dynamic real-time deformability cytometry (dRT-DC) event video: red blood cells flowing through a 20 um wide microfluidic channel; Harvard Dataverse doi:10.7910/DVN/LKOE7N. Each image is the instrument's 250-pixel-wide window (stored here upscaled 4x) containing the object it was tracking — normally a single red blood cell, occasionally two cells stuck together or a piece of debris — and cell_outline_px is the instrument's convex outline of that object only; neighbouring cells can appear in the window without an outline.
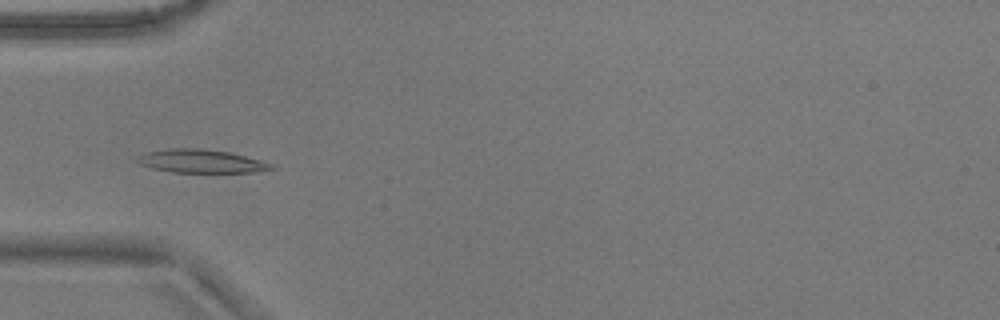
{"species": "common noctule bat (a hibernating species)", "species_latin": "Nyctalus noctula", "temperature_condition": "warm", "stored_images_in_passage": 37, "camera_frame_rate_fps": 3000, "um_per_image_px": 0.085, "animal": {"sex": "male", "body_mass_g": 17.9}, "frame": {"image": 1, "passage_image": 1, "time_ms": 0.0, "image_size_px": [1000, 320], "cell_outline_px": [[276, 168], [252, 172], [172, 172], [152, 168], [140, 164], [136, 160], [140, 156], [148, 152], [172, 148], [200, 148], [228, 152], [260, 160], [272, 164]], "centroid_in_image_um": [17.1, 13.7], "position_along_channel_um": 67.9, "area_um2": 17.86}}
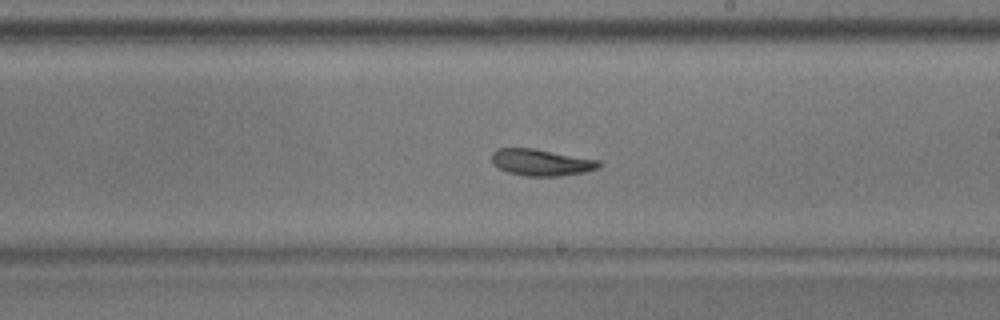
{"frame": {"image": 2, "passage_image": 15, "time_ms": 4.667, "image_size_px": [1000, 320], "cell_outline_px": [[600, 168], [584, 172], [560, 176], [524, 176], [508, 172], [492, 164], [492, 152], [496, 148], [532, 148], [600, 160]], "centroid_in_image_um": [46.0, 13.8], "position_along_channel_um": 243.0, "area_um2": 16.65}}
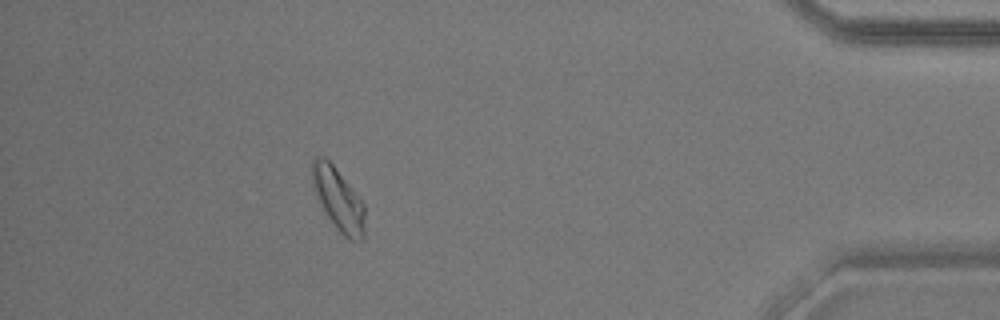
{"frame": {"image": 3, "passage_image": 32, "time_ms": 10.333, "image_size_px": [1000, 320], "cell_outline_px": [[364, 240], [356, 244], [348, 240], [336, 228], [324, 212], [312, 188], [312, 160], [316, 156], [324, 156], [332, 164], [352, 188], [364, 204]], "centroid_in_image_um": [28.75, 16.99], "position_along_channel_um": 406.4, "area_um2": 19.42}, "authors_computed_cell_mechanics": {"area_um2": 17.1666, "velocity_mm_per_s": 3.7486, "shape_relaxation_time_tau1_ms": 4.8086, "shape_relaxation_time_tau2_ms": 5.4095, "deformation_change_tau1": 0.1228, "deformation_change_tau2": 0.091}}